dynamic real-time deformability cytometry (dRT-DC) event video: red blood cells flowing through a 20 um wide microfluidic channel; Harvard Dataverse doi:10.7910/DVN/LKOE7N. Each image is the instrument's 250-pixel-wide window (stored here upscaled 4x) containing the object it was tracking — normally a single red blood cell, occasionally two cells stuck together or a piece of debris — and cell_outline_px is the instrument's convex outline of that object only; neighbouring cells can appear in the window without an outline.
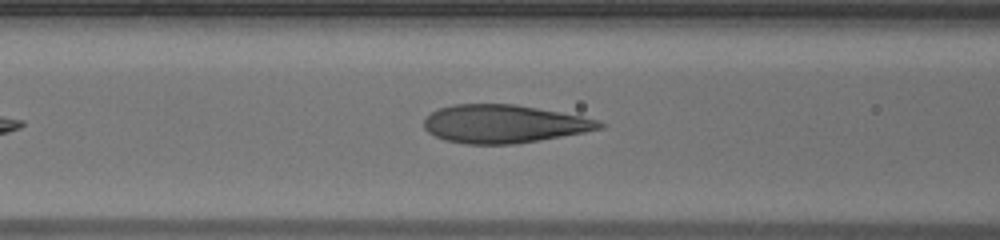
{"species": "human", "species_latin": "Homo sapiens", "temperature_condition": "warm", "stored_images_in_passage": 31, "camera_frame_rate_fps": 3000, "um_per_image_px": 0.085, "donor": {"sex": "male"}, "frame": {"image": 1, "passage_image": 6, "time_ms": 1.667, "image_size_px": [1000, 240], "cell_outline_px": [[608, 124], [604, 128], [584, 132], [512, 144], [464, 144], [444, 140], [428, 132], [424, 128], [424, 120], [436, 108], [452, 104], [516, 104], [560, 112], [600, 120]], "centroid_in_image_um": [42.82, 10.52], "position_along_channel_um": 123.8, "area_um2": 39.02}}
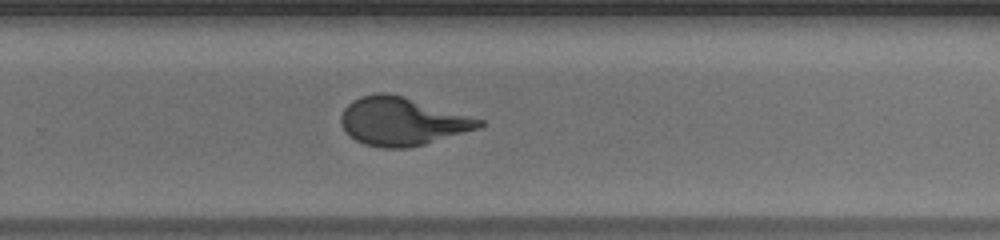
{"frame": {"image": 2, "passage_image": 19, "time_ms": 6.0, "image_size_px": [1000, 240], "cell_outline_px": [[484, 124], [480, 128], [424, 144], [408, 148], [384, 148], [364, 144], [348, 136], [344, 132], [340, 124], [340, 116], [344, 108], [352, 100], [360, 96], [376, 92], [388, 92], [404, 96], [484, 120]], "centroid_in_image_um": [34.13, 10.31], "position_along_channel_um": 295.7, "area_um2": 39.02}}
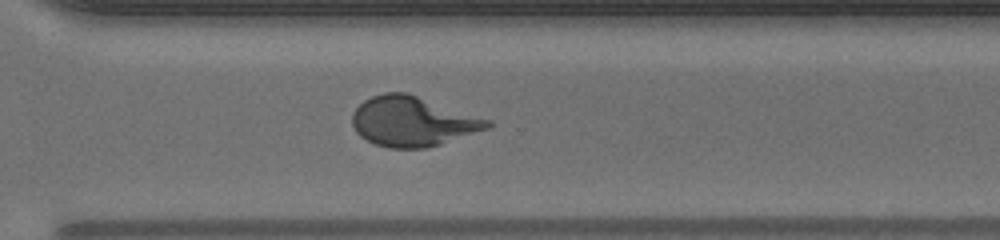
{"frame": {"image": 3, "passage_image": 22, "time_ms": 7.0, "image_size_px": [1000, 240], "cell_outline_px": [[492, 124], [488, 128], [428, 148], [388, 148], [376, 144], [360, 136], [356, 132], [352, 124], [352, 112], [364, 100], [372, 96], [384, 92], [408, 92], [492, 120]], "centroid_in_image_um": [35.07, 10.3], "position_along_channel_um": 335.5, "area_um2": 39.36}, "authors_computed_cell_mechanics": {"area_um2": 39.015, "velocity_mm_per_s": 3.9767, "shape_relaxation_time_tau1_ms": 6.6873, "shape_relaxation_time_tau2_ms": null, "deformation_change_tau1": 0.2937, "deformation_change_tau2": null}}